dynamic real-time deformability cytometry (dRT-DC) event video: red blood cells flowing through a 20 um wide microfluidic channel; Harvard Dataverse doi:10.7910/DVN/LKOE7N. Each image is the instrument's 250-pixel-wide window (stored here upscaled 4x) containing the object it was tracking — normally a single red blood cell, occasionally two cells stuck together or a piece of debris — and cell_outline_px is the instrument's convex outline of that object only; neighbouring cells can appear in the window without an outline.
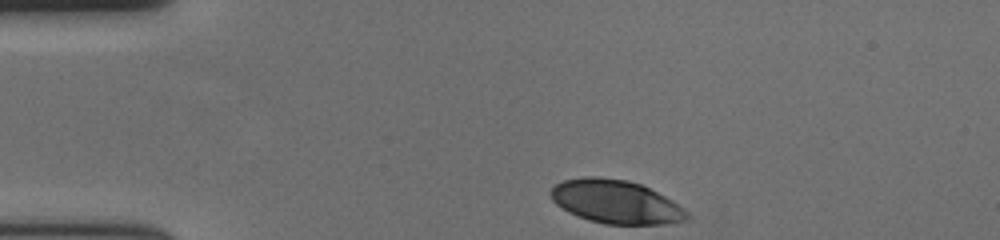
{"species": "human", "species_latin": "Homo sapiens", "temperature_condition": "cold", "stored_images_in_passage": 36, "camera_frame_rate_fps": 3000, "um_per_image_px": 0.085, "donor": {"sex": "female"}, "frame": {"image": 1, "passage_image": 1, "time_ms": 0.0, "image_size_px": [1000, 240], "cell_outline_px": [[692, 216], [684, 220], [664, 224], [604, 224], [588, 220], [576, 216], [568, 212], [556, 204], [552, 200], [548, 192], [556, 184], [564, 180], [584, 176], [596, 176], [628, 180], [640, 184], [664, 196], [688, 212]], "centroid_in_image_um": [52.29, 17.15], "position_along_channel_um": 32.7, "area_um2": 34.45}}
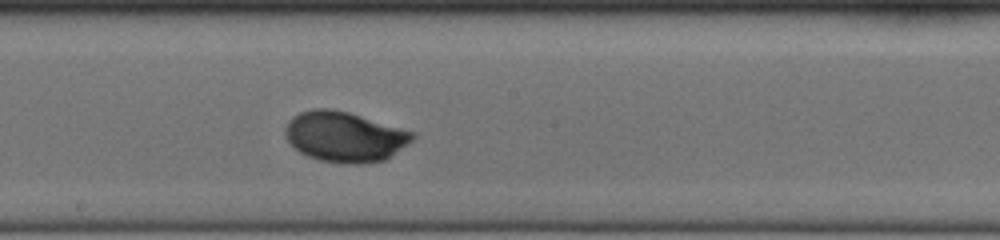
{"frame": {"image": 2, "passage_image": 21, "time_ms": 6.667, "image_size_px": [1000, 240], "cell_outline_px": [[416, 136], [412, 140], [384, 160], [360, 164], [344, 164], [320, 160], [308, 156], [300, 152], [288, 140], [284, 132], [284, 128], [288, 120], [292, 116], [300, 112], [312, 108], [332, 108], [348, 112], [416, 132]], "centroid_in_image_um": [29.27, 11.6], "position_along_channel_um": 218.9, "area_um2": 37.28}}
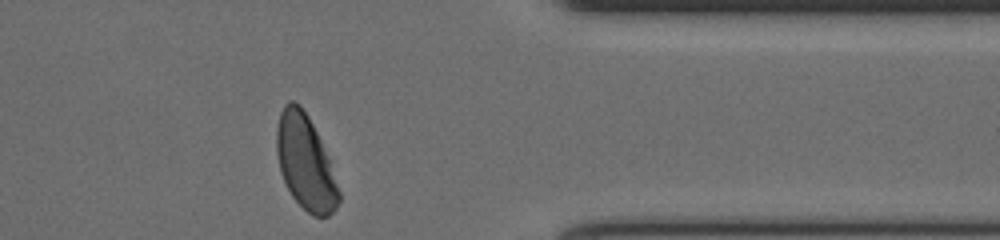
{"frame": {"image": 3, "passage_image": 36, "time_ms": 11.667, "image_size_px": [1000, 240], "cell_outline_px": [[340, 200], [336, 208], [328, 216], [312, 216], [292, 196], [280, 172], [276, 152], [276, 128], [280, 112], [284, 104], [288, 100], [292, 100], [300, 104], [308, 116], [320, 140], [328, 160], [340, 192]], "centroid_in_image_um": [25.92, 13.78], "position_along_channel_um": 385.5, "area_um2": 33.81}, "authors_computed_cell_mechanics": {"area_um2": 35.4603, "velocity_mm_per_s": 3.6097, "shape_relaxation_time_tau1_ms": 3.6885, "shape_relaxation_time_tau2_ms": null, "deformation_change_tau1": 0.1998, "deformation_change_tau2": null}}